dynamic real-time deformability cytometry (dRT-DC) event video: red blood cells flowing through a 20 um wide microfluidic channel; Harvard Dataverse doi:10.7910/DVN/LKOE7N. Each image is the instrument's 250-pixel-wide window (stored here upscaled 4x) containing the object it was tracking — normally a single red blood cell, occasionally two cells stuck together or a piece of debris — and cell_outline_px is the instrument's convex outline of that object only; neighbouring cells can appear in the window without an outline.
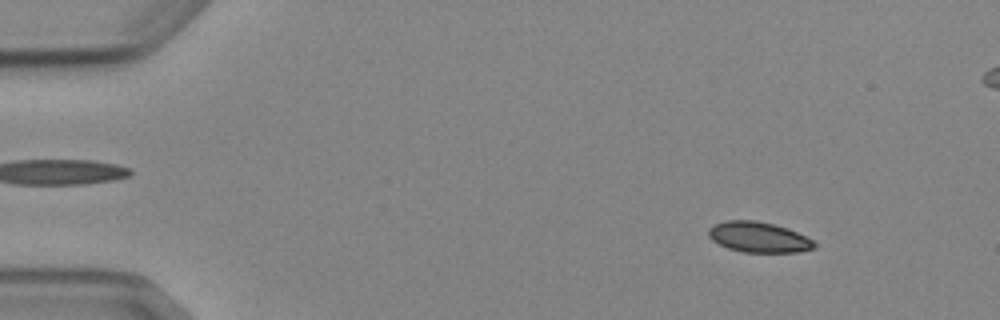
{"species": "Egyptian fruit bat (a non-hibernating species)", "species_latin": "Rousettus aegyptiacus", "temperature_condition": "cold", "stored_images_in_passage": 5, "camera_frame_rate_fps": 3000, "um_per_image_px": 0.085, "animal": {"sex": "female"}, "frame": {"image": 1, "passage_image": 1, "time_ms": 0.0, "image_size_px": [1000, 320], "cell_outline_px": [[816, 248], [796, 252], [744, 252], [728, 248], [712, 240], [708, 236], [708, 228], [724, 220], [756, 220], [788, 228], [812, 240], [816, 244]], "centroid_in_image_um": [64.46, 20.15], "position_along_channel_um": 20.5, "area_um2": 18.67}}